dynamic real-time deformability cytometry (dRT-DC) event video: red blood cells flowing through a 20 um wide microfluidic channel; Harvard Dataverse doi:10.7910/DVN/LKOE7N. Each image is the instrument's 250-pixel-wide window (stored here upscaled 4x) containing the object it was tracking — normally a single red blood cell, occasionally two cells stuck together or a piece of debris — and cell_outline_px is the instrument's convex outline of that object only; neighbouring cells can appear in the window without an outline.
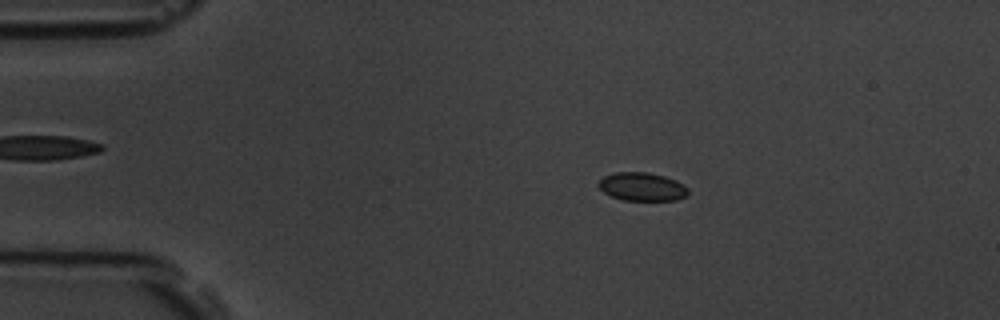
{"species": "common noctule bat (a hibernating species)", "species_latin": "Nyctalus noctula", "temperature_condition": "room temperature", "stored_images_in_passage": 15, "camera_frame_rate_fps": 3000, "um_per_image_px": 0.085, "animal": {"sex": "male", "body_mass_g": 19.5, "forearm_length_mm": 54.6}, "frame": {"image": 1, "passage_image": 2, "time_ms": 1.333, "image_size_px": [1000, 320], "cell_outline_px": [[688, 192], [684, 196], [676, 200], [624, 200], [612, 196], [604, 192], [596, 184], [604, 176], [616, 172], [648, 172], [664, 176], [676, 180], [684, 184], [688, 188]], "centroid_in_image_um": [54.57, 15.86], "position_along_channel_um": 30.4, "area_um2": 14.74}}
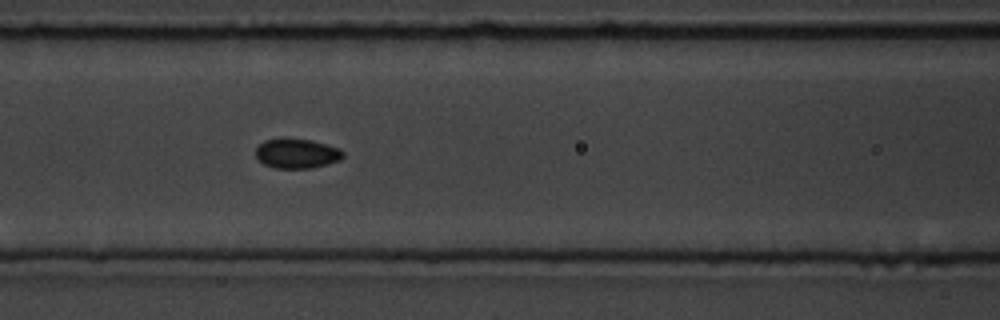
{"frame": {"image": 2, "passage_image": 6, "time_ms": 5.667, "image_size_px": [1000, 320], "cell_outline_px": [[344, 156], [340, 160], [328, 164], [312, 168], [276, 168], [264, 164], [256, 156], [256, 148], [264, 140], [284, 136], [288, 136], [312, 140], [340, 148], [344, 152]], "centroid_in_image_um": [25.24, 13.01], "position_along_channel_um": 141.4, "area_um2": 15.55}}
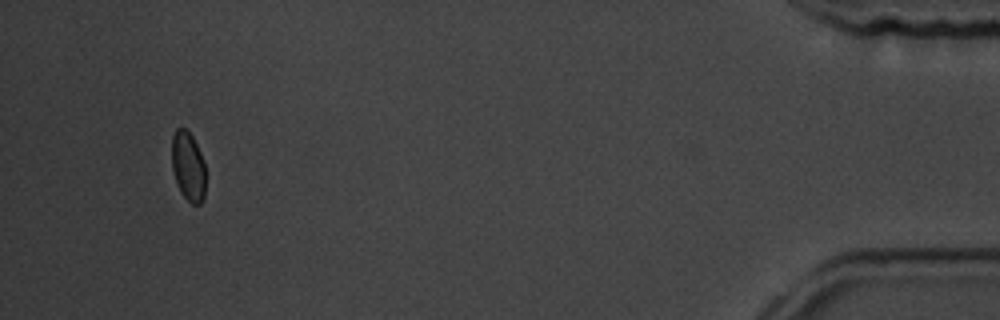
{"frame": {"image": 3, "passage_image": 14, "time_ms": 15.0, "image_size_px": [1000, 320], "cell_outline_px": [[204, 196], [200, 204], [192, 204], [180, 192], [176, 184], [172, 168], [172, 136], [176, 128], [184, 128], [192, 136], [200, 152], [204, 164]], "centroid_in_image_um": [15.97, 14.14], "position_along_channel_um": 419.2, "area_um2": 13.53}, "authors_computed_cell_mechanics": {"area_um2": 14.739, "velocity_mm_per_s": 3.7909, "shape_relaxation_time_tau1_ms": 5.1617, "shape_relaxation_time_tau2_ms": null, "deformation_change_tau1": 0.0577, "deformation_change_tau2": null}}